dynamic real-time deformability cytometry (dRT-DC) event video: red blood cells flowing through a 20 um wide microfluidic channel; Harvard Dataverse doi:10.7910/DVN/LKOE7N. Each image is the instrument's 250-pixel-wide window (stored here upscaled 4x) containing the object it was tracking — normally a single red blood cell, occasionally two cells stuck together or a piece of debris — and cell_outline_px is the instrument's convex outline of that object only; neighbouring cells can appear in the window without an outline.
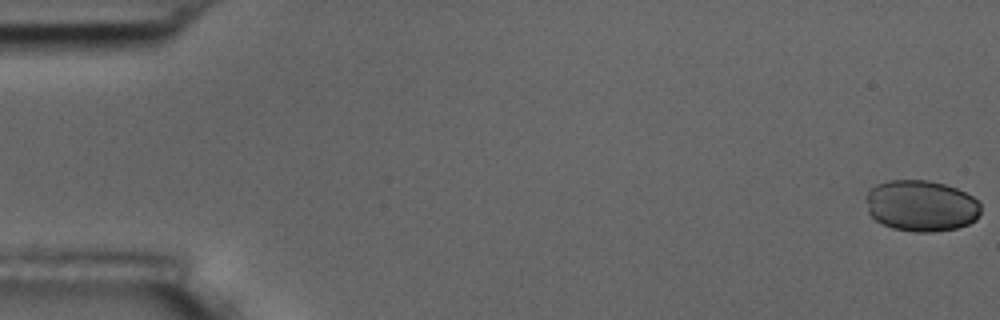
{"species": "common noctule bat (a hibernating species)", "species_latin": "Nyctalus noctula", "temperature_condition": "room temperature", "stored_images_in_passage": 9, "camera_frame_rate_fps": 3000, "um_per_image_px": 0.085, "animal": {"sex": "male", "body_mass_g": 17.5, "forearm_length_mm": 52.3}, "frame": {"image": 1, "passage_image": 1, "time_ms": 0.0, "image_size_px": [1000, 320], "cell_outline_px": [[980, 212], [976, 220], [968, 224], [956, 228], [932, 232], [912, 232], [892, 228], [876, 220], [868, 212], [864, 196], [868, 188], [876, 184], [888, 180], [928, 180], [944, 184], [956, 188], [972, 196], [980, 204]], "centroid_in_image_um": [78.25, 17.48], "position_along_channel_um": 6.7, "area_um2": 34.56}}